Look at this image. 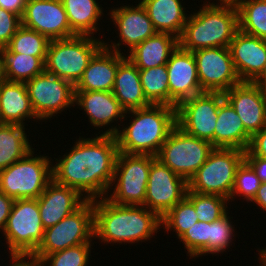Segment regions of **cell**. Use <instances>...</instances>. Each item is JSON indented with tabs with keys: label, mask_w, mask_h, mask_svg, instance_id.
Returning <instances> with one entry per match:
<instances>
[{
	"label": "cell",
	"mask_w": 266,
	"mask_h": 266,
	"mask_svg": "<svg viewBox=\"0 0 266 266\" xmlns=\"http://www.w3.org/2000/svg\"><path fill=\"white\" fill-rule=\"evenodd\" d=\"M94 135L79 136L70 151L52 162L53 180L78 190L87 200L106 197L119 152L115 136Z\"/></svg>",
	"instance_id": "1"
},
{
	"label": "cell",
	"mask_w": 266,
	"mask_h": 266,
	"mask_svg": "<svg viewBox=\"0 0 266 266\" xmlns=\"http://www.w3.org/2000/svg\"><path fill=\"white\" fill-rule=\"evenodd\" d=\"M93 208L94 240L105 245L142 243L162 229L161 218L143 205L115 204L104 197L93 199Z\"/></svg>",
	"instance_id": "2"
},
{
	"label": "cell",
	"mask_w": 266,
	"mask_h": 266,
	"mask_svg": "<svg viewBox=\"0 0 266 266\" xmlns=\"http://www.w3.org/2000/svg\"><path fill=\"white\" fill-rule=\"evenodd\" d=\"M128 117L132 119H129V125L127 122L125 125L124 121ZM123 122V127L115 135L119 152L156 156L168 134L176 126V108L150 104L126 111Z\"/></svg>",
	"instance_id": "3"
},
{
	"label": "cell",
	"mask_w": 266,
	"mask_h": 266,
	"mask_svg": "<svg viewBox=\"0 0 266 266\" xmlns=\"http://www.w3.org/2000/svg\"><path fill=\"white\" fill-rule=\"evenodd\" d=\"M188 15L179 46L194 52L212 47H229L239 30L238 10L234 6L201 5Z\"/></svg>",
	"instance_id": "4"
},
{
	"label": "cell",
	"mask_w": 266,
	"mask_h": 266,
	"mask_svg": "<svg viewBox=\"0 0 266 266\" xmlns=\"http://www.w3.org/2000/svg\"><path fill=\"white\" fill-rule=\"evenodd\" d=\"M34 155L35 150L32 149L22 159L0 170L1 192L14 200L37 199L44 192L53 180L54 159L46 154Z\"/></svg>",
	"instance_id": "5"
},
{
	"label": "cell",
	"mask_w": 266,
	"mask_h": 266,
	"mask_svg": "<svg viewBox=\"0 0 266 266\" xmlns=\"http://www.w3.org/2000/svg\"><path fill=\"white\" fill-rule=\"evenodd\" d=\"M104 39L74 36L51 40L48 45L45 71L63 78L74 86L81 79L93 56L104 46Z\"/></svg>",
	"instance_id": "6"
},
{
	"label": "cell",
	"mask_w": 266,
	"mask_h": 266,
	"mask_svg": "<svg viewBox=\"0 0 266 266\" xmlns=\"http://www.w3.org/2000/svg\"><path fill=\"white\" fill-rule=\"evenodd\" d=\"M244 160L245 151L243 150L214 148L206 162L187 182L188 190L230 199L236 171Z\"/></svg>",
	"instance_id": "7"
},
{
	"label": "cell",
	"mask_w": 266,
	"mask_h": 266,
	"mask_svg": "<svg viewBox=\"0 0 266 266\" xmlns=\"http://www.w3.org/2000/svg\"><path fill=\"white\" fill-rule=\"evenodd\" d=\"M155 159L156 156L149 154L118 152L106 198L115 204L144 206L150 166Z\"/></svg>",
	"instance_id": "8"
},
{
	"label": "cell",
	"mask_w": 266,
	"mask_h": 266,
	"mask_svg": "<svg viewBox=\"0 0 266 266\" xmlns=\"http://www.w3.org/2000/svg\"><path fill=\"white\" fill-rule=\"evenodd\" d=\"M37 199L14 200L6 226L1 232L9 256L32 255L44 235Z\"/></svg>",
	"instance_id": "9"
},
{
	"label": "cell",
	"mask_w": 266,
	"mask_h": 266,
	"mask_svg": "<svg viewBox=\"0 0 266 266\" xmlns=\"http://www.w3.org/2000/svg\"><path fill=\"white\" fill-rule=\"evenodd\" d=\"M93 200H87L80 208L59 223L44 230L37 250L31 255L41 260L45 255L85 243H94Z\"/></svg>",
	"instance_id": "10"
},
{
	"label": "cell",
	"mask_w": 266,
	"mask_h": 266,
	"mask_svg": "<svg viewBox=\"0 0 266 266\" xmlns=\"http://www.w3.org/2000/svg\"><path fill=\"white\" fill-rule=\"evenodd\" d=\"M213 149L209 141L190 136L175 126L156 158L188 182L206 162Z\"/></svg>",
	"instance_id": "11"
},
{
	"label": "cell",
	"mask_w": 266,
	"mask_h": 266,
	"mask_svg": "<svg viewBox=\"0 0 266 266\" xmlns=\"http://www.w3.org/2000/svg\"><path fill=\"white\" fill-rule=\"evenodd\" d=\"M34 113L40 122L75 108V86L46 71L25 82ZM66 110V111H65ZM43 120V121H42Z\"/></svg>",
	"instance_id": "12"
},
{
	"label": "cell",
	"mask_w": 266,
	"mask_h": 266,
	"mask_svg": "<svg viewBox=\"0 0 266 266\" xmlns=\"http://www.w3.org/2000/svg\"><path fill=\"white\" fill-rule=\"evenodd\" d=\"M221 92H203L176 106V126L186 134L209 141L214 147L218 108L224 101Z\"/></svg>",
	"instance_id": "13"
},
{
	"label": "cell",
	"mask_w": 266,
	"mask_h": 266,
	"mask_svg": "<svg viewBox=\"0 0 266 266\" xmlns=\"http://www.w3.org/2000/svg\"><path fill=\"white\" fill-rule=\"evenodd\" d=\"M203 92L225 93L241 82L228 47H212L193 52Z\"/></svg>",
	"instance_id": "14"
},
{
	"label": "cell",
	"mask_w": 266,
	"mask_h": 266,
	"mask_svg": "<svg viewBox=\"0 0 266 266\" xmlns=\"http://www.w3.org/2000/svg\"><path fill=\"white\" fill-rule=\"evenodd\" d=\"M187 181L157 158L151 163L144 206L162 218L185 196Z\"/></svg>",
	"instance_id": "15"
},
{
	"label": "cell",
	"mask_w": 266,
	"mask_h": 266,
	"mask_svg": "<svg viewBox=\"0 0 266 266\" xmlns=\"http://www.w3.org/2000/svg\"><path fill=\"white\" fill-rule=\"evenodd\" d=\"M108 16L116 27L119 41H104V47L108 50L125 54L132 50L136 45H139L147 38L153 36L156 30L153 27L152 21L147 15L146 10L142 4L138 1V4L134 5H122L113 7L109 10ZM111 43V44H109ZM127 47V52L123 53L120 48Z\"/></svg>",
	"instance_id": "16"
},
{
	"label": "cell",
	"mask_w": 266,
	"mask_h": 266,
	"mask_svg": "<svg viewBox=\"0 0 266 266\" xmlns=\"http://www.w3.org/2000/svg\"><path fill=\"white\" fill-rule=\"evenodd\" d=\"M21 25L46 36L50 41L76 36L61 0H27Z\"/></svg>",
	"instance_id": "17"
},
{
	"label": "cell",
	"mask_w": 266,
	"mask_h": 266,
	"mask_svg": "<svg viewBox=\"0 0 266 266\" xmlns=\"http://www.w3.org/2000/svg\"><path fill=\"white\" fill-rule=\"evenodd\" d=\"M75 106L85 112L84 115L88 117L90 127L93 126L95 130L103 127L105 131L102 129L97 135L115 136L126 112L112 91H75Z\"/></svg>",
	"instance_id": "18"
},
{
	"label": "cell",
	"mask_w": 266,
	"mask_h": 266,
	"mask_svg": "<svg viewBox=\"0 0 266 266\" xmlns=\"http://www.w3.org/2000/svg\"><path fill=\"white\" fill-rule=\"evenodd\" d=\"M169 85V106L175 107L185 99L203 93L193 52L179 45L166 63Z\"/></svg>",
	"instance_id": "19"
},
{
	"label": "cell",
	"mask_w": 266,
	"mask_h": 266,
	"mask_svg": "<svg viewBox=\"0 0 266 266\" xmlns=\"http://www.w3.org/2000/svg\"><path fill=\"white\" fill-rule=\"evenodd\" d=\"M223 95L251 137L266 126V99L259 84L240 82Z\"/></svg>",
	"instance_id": "20"
},
{
	"label": "cell",
	"mask_w": 266,
	"mask_h": 266,
	"mask_svg": "<svg viewBox=\"0 0 266 266\" xmlns=\"http://www.w3.org/2000/svg\"><path fill=\"white\" fill-rule=\"evenodd\" d=\"M228 48L241 82H253L265 65V40L238 30Z\"/></svg>",
	"instance_id": "21"
},
{
	"label": "cell",
	"mask_w": 266,
	"mask_h": 266,
	"mask_svg": "<svg viewBox=\"0 0 266 266\" xmlns=\"http://www.w3.org/2000/svg\"><path fill=\"white\" fill-rule=\"evenodd\" d=\"M86 201L87 199L78 190L52 180L37 198L44 229L59 223Z\"/></svg>",
	"instance_id": "22"
},
{
	"label": "cell",
	"mask_w": 266,
	"mask_h": 266,
	"mask_svg": "<svg viewBox=\"0 0 266 266\" xmlns=\"http://www.w3.org/2000/svg\"><path fill=\"white\" fill-rule=\"evenodd\" d=\"M126 57L104 46L93 56L75 91H112L118 64Z\"/></svg>",
	"instance_id": "23"
},
{
	"label": "cell",
	"mask_w": 266,
	"mask_h": 266,
	"mask_svg": "<svg viewBox=\"0 0 266 266\" xmlns=\"http://www.w3.org/2000/svg\"><path fill=\"white\" fill-rule=\"evenodd\" d=\"M0 108L6 124L28 126V120L40 121L32 108L25 82L5 79L0 82Z\"/></svg>",
	"instance_id": "24"
},
{
	"label": "cell",
	"mask_w": 266,
	"mask_h": 266,
	"mask_svg": "<svg viewBox=\"0 0 266 266\" xmlns=\"http://www.w3.org/2000/svg\"><path fill=\"white\" fill-rule=\"evenodd\" d=\"M147 12L156 32L180 38L188 15L181 0H138ZM183 3V5H182Z\"/></svg>",
	"instance_id": "25"
},
{
	"label": "cell",
	"mask_w": 266,
	"mask_h": 266,
	"mask_svg": "<svg viewBox=\"0 0 266 266\" xmlns=\"http://www.w3.org/2000/svg\"><path fill=\"white\" fill-rule=\"evenodd\" d=\"M112 93L125 111L151 104L144 94L139 69L127 57L118 64Z\"/></svg>",
	"instance_id": "26"
},
{
	"label": "cell",
	"mask_w": 266,
	"mask_h": 266,
	"mask_svg": "<svg viewBox=\"0 0 266 266\" xmlns=\"http://www.w3.org/2000/svg\"><path fill=\"white\" fill-rule=\"evenodd\" d=\"M178 38L169 33L156 32L136 45L126 57L138 68L158 67L168 62L171 53L178 47Z\"/></svg>",
	"instance_id": "27"
},
{
	"label": "cell",
	"mask_w": 266,
	"mask_h": 266,
	"mask_svg": "<svg viewBox=\"0 0 266 266\" xmlns=\"http://www.w3.org/2000/svg\"><path fill=\"white\" fill-rule=\"evenodd\" d=\"M251 136L232 106L224 100L218 108V116L214 130V148H233L246 151Z\"/></svg>",
	"instance_id": "28"
},
{
	"label": "cell",
	"mask_w": 266,
	"mask_h": 266,
	"mask_svg": "<svg viewBox=\"0 0 266 266\" xmlns=\"http://www.w3.org/2000/svg\"><path fill=\"white\" fill-rule=\"evenodd\" d=\"M72 32L77 36H92L101 30L104 8L98 0H61ZM99 21V22H98ZM98 25V26H97Z\"/></svg>",
	"instance_id": "29"
},
{
	"label": "cell",
	"mask_w": 266,
	"mask_h": 266,
	"mask_svg": "<svg viewBox=\"0 0 266 266\" xmlns=\"http://www.w3.org/2000/svg\"><path fill=\"white\" fill-rule=\"evenodd\" d=\"M25 129L27 130L24 125L17 124L0 127V170L11 166L35 149Z\"/></svg>",
	"instance_id": "30"
},
{
	"label": "cell",
	"mask_w": 266,
	"mask_h": 266,
	"mask_svg": "<svg viewBox=\"0 0 266 266\" xmlns=\"http://www.w3.org/2000/svg\"><path fill=\"white\" fill-rule=\"evenodd\" d=\"M5 80L26 82L45 71L40 57L19 53H3Z\"/></svg>",
	"instance_id": "31"
},
{
	"label": "cell",
	"mask_w": 266,
	"mask_h": 266,
	"mask_svg": "<svg viewBox=\"0 0 266 266\" xmlns=\"http://www.w3.org/2000/svg\"><path fill=\"white\" fill-rule=\"evenodd\" d=\"M237 10L239 30L266 40V0H242Z\"/></svg>",
	"instance_id": "32"
},
{
	"label": "cell",
	"mask_w": 266,
	"mask_h": 266,
	"mask_svg": "<svg viewBox=\"0 0 266 266\" xmlns=\"http://www.w3.org/2000/svg\"><path fill=\"white\" fill-rule=\"evenodd\" d=\"M50 40L35 30L20 26L2 53H19L40 57L46 61Z\"/></svg>",
	"instance_id": "33"
},
{
	"label": "cell",
	"mask_w": 266,
	"mask_h": 266,
	"mask_svg": "<svg viewBox=\"0 0 266 266\" xmlns=\"http://www.w3.org/2000/svg\"><path fill=\"white\" fill-rule=\"evenodd\" d=\"M140 82L151 104L169 106V85L166 64L148 69H139Z\"/></svg>",
	"instance_id": "34"
},
{
	"label": "cell",
	"mask_w": 266,
	"mask_h": 266,
	"mask_svg": "<svg viewBox=\"0 0 266 266\" xmlns=\"http://www.w3.org/2000/svg\"><path fill=\"white\" fill-rule=\"evenodd\" d=\"M198 222V216L196 215L193 204L184 197L178 202L171 210H169L161 218V226L164 233L169 234L168 231L175 232L177 239H179L189 228Z\"/></svg>",
	"instance_id": "35"
},
{
	"label": "cell",
	"mask_w": 266,
	"mask_h": 266,
	"mask_svg": "<svg viewBox=\"0 0 266 266\" xmlns=\"http://www.w3.org/2000/svg\"><path fill=\"white\" fill-rule=\"evenodd\" d=\"M194 206L199 222L211 223L228 210L229 199L219 195L200 194L187 189L185 196Z\"/></svg>",
	"instance_id": "36"
},
{
	"label": "cell",
	"mask_w": 266,
	"mask_h": 266,
	"mask_svg": "<svg viewBox=\"0 0 266 266\" xmlns=\"http://www.w3.org/2000/svg\"><path fill=\"white\" fill-rule=\"evenodd\" d=\"M229 210L219 219L210 223L209 227V254L218 255L227 252L234 243L236 232L233 225V217L229 216ZM234 237V238H233Z\"/></svg>",
	"instance_id": "37"
},
{
	"label": "cell",
	"mask_w": 266,
	"mask_h": 266,
	"mask_svg": "<svg viewBox=\"0 0 266 266\" xmlns=\"http://www.w3.org/2000/svg\"><path fill=\"white\" fill-rule=\"evenodd\" d=\"M94 243H85L45 255V266H88Z\"/></svg>",
	"instance_id": "38"
},
{
	"label": "cell",
	"mask_w": 266,
	"mask_h": 266,
	"mask_svg": "<svg viewBox=\"0 0 266 266\" xmlns=\"http://www.w3.org/2000/svg\"><path fill=\"white\" fill-rule=\"evenodd\" d=\"M209 227L210 223L198 221L179 238L191 259L209 254Z\"/></svg>",
	"instance_id": "39"
},
{
	"label": "cell",
	"mask_w": 266,
	"mask_h": 266,
	"mask_svg": "<svg viewBox=\"0 0 266 266\" xmlns=\"http://www.w3.org/2000/svg\"><path fill=\"white\" fill-rule=\"evenodd\" d=\"M261 181L253 168L244 160L238 167L235 175V183L230 195L229 202H233L236 197H241L247 203H251L255 197ZM236 196V197H235Z\"/></svg>",
	"instance_id": "40"
},
{
	"label": "cell",
	"mask_w": 266,
	"mask_h": 266,
	"mask_svg": "<svg viewBox=\"0 0 266 266\" xmlns=\"http://www.w3.org/2000/svg\"><path fill=\"white\" fill-rule=\"evenodd\" d=\"M21 26V18L0 7V48L6 47L17 29Z\"/></svg>",
	"instance_id": "41"
},
{
	"label": "cell",
	"mask_w": 266,
	"mask_h": 266,
	"mask_svg": "<svg viewBox=\"0 0 266 266\" xmlns=\"http://www.w3.org/2000/svg\"><path fill=\"white\" fill-rule=\"evenodd\" d=\"M245 156H256L266 159V126L251 137Z\"/></svg>",
	"instance_id": "42"
},
{
	"label": "cell",
	"mask_w": 266,
	"mask_h": 266,
	"mask_svg": "<svg viewBox=\"0 0 266 266\" xmlns=\"http://www.w3.org/2000/svg\"><path fill=\"white\" fill-rule=\"evenodd\" d=\"M14 199L8 197L5 193L0 191V233L3 232L7 219L10 215Z\"/></svg>",
	"instance_id": "43"
},
{
	"label": "cell",
	"mask_w": 266,
	"mask_h": 266,
	"mask_svg": "<svg viewBox=\"0 0 266 266\" xmlns=\"http://www.w3.org/2000/svg\"><path fill=\"white\" fill-rule=\"evenodd\" d=\"M245 161L253 168L261 183H266V159L256 156H245Z\"/></svg>",
	"instance_id": "44"
},
{
	"label": "cell",
	"mask_w": 266,
	"mask_h": 266,
	"mask_svg": "<svg viewBox=\"0 0 266 266\" xmlns=\"http://www.w3.org/2000/svg\"><path fill=\"white\" fill-rule=\"evenodd\" d=\"M27 0H0V7L22 17Z\"/></svg>",
	"instance_id": "45"
},
{
	"label": "cell",
	"mask_w": 266,
	"mask_h": 266,
	"mask_svg": "<svg viewBox=\"0 0 266 266\" xmlns=\"http://www.w3.org/2000/svg\"><path fill=\"white\" fill-rule=\"evenodd\" d=\"M10 266H45L44 263L32 257L31 255L27 256H10L9 260ZM6 265V266H8Z\"/></svg>",
	"instance_id": "46"
},
{
	"label": "cell",
	"mask_w": 266,
	"mask_h": 266,
	"mask_svg": "<svg viewBox=\"0 0 266 266\" xmlns=\"http://www.w3.org/2000/svg\"><path fill=\"white\" fill-rule=\"evenodd\" d=\"M251 202L261 208L260 210H263V213L266 212V183L263 182L260 184V187Z\"/></svg>",
	"instance_id": "47"
},
{
	"label": "cell",
	"mask_w": 266,
	"mask_h": 266,
	"mask_svg": "<svg viewBox=\"0 0 266 266\" xmlns=\"http://www.w3.org/2000/svg\"><path fill=\"white\" fill-rule=\"evenodd\" d=\"M210 1H213V0L203 1V4L204 5H220V6H234V7H237L238 4L242 0H214L213 2H210Z\"/></svg>",
	"instance_id": "48"
},
{
	"label": "cell",
	"mask_w": 266,
	"mask_h": 266,
	"mask_svg": "<svg viewBox=\"0 0 266 266\" xmlns=\"http://www.w3.org/2000/svg\"><path fill=\"white\" fill-rule=\"evenodd\" d=\"M265 44H266V40H265ZM265 80H266V60H265V65H264V68L261 74L253 81V83L260 85Z\"/></svg>",
	"instance_id": "49"
},
{
	"label": "cell",
	"mask_w": 266,
	"mask_h": 266,
	"mask_svg": "<svg viewBox=\"0 0 266 266\" xmlns=\"http://www.w3.org/2000/svg\"><path fill=\"white\" fill-rule=\"evenodd\" d=\"M257 252H258V260H260V262L266 266V247H262V249H257Z\"/></svg>",
	"instance_id": "50"
},
{
	"label": "cell",
	"mask_w": 266,
	"mask_h": 266,
	"mask_svg": "<svg viewBox=\"0 0 266 266\" xmlns=\"http://www.w3.org/2000/svg\"><path fill=\"white\" fill-rule=\"evenodd\" d=\"M5 79L2 48H0V82Z\"/></svg>",
	"instance_id": "51"
},
{
	"label": "cell",
	"mask_w": 266,
	"mask_h": 266,
	"mask_svg": "<svg viewBox=\"0 0 266 266\" xmlns=\"http://www.w3.org/2000/svg\"><path fill=\"white\" fill-rule=\"evenodd\" d=\"M260 87H261V89H262V92H263L264 98L266 99V80L263 81V82L260 84Z\"/></svg>",
	"instance_id": "52"
},
{
	"label": "cell",
	"mask_w": 266,
	"mask_h": 266,
	"mask_svg": "<svg viewBox=\"0 0 266 266\" xmlns=\"http://www.w3.org/2000/svg\"><path fill=\"white\" fill-rule=\"evenodd\" d=\"M6 123L3 120L2 113H1V108H0V127L4 126Z\"/></svg>",
	"instance_id": "53"
}]
</instances>
